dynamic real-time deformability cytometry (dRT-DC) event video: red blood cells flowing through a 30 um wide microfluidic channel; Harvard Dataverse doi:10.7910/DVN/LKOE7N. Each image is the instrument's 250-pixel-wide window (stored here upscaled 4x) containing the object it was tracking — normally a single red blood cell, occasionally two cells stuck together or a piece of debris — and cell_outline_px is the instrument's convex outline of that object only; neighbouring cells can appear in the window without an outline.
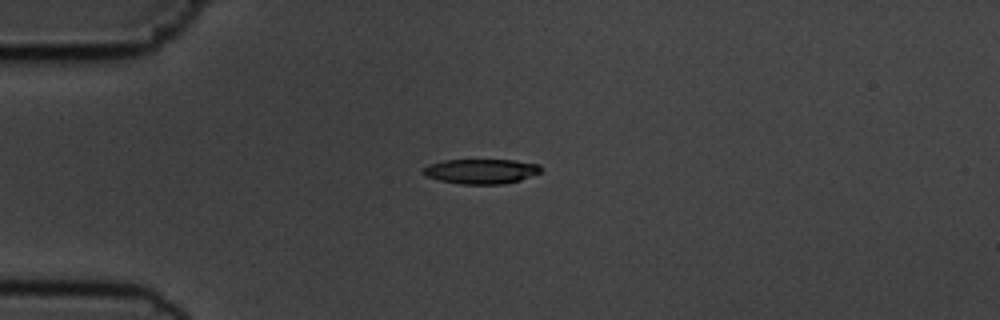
{"species": "common noctule bat (a hibernating species)", "species_latin": "Nyctalus noctula", "temperature_condition": "cold", "stored_images_in_passage": 7, "camera_frame_rate_fps": 3000, "um_per_image_px": 0.085, "animal": {"sex": "male", "body_mass_g": 19.5, "forearm_length_mm": 54.6}, "frame": {"image": 1, "passage_image": 3, "time_ms": 3.0, "image_size_px": [1000, 320], "cell_outline_px": [[540, 172], [520, 180], [504, 184], [460, 184], [440, 180], [424, 176], [420, 172], [428, 164], [444, 160], [512, 160], [540, 164]], "centroid_in_image_um": [40.85, 14.56], "position_along_channel_um": 44.2, "area_um2": 17.05}}
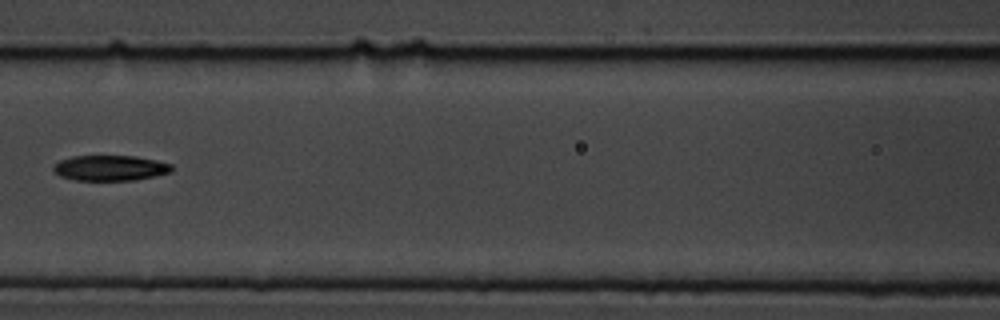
{"frame": {"image": 2, "passage_image": 6, "time_ms": 6.667, "image_size_px": [1000, 320], "cell_outline_px": [[172, 172], [136, 180], [72, 180], [60, 176], [52, 168], [60, 160], [72, 156], [136, 156], [156, 160], [172, 164]], "centroid_in_image_um": [9.38, 14.28], "position_along_channel_um": 157.2, "area_um2": 17.51}}
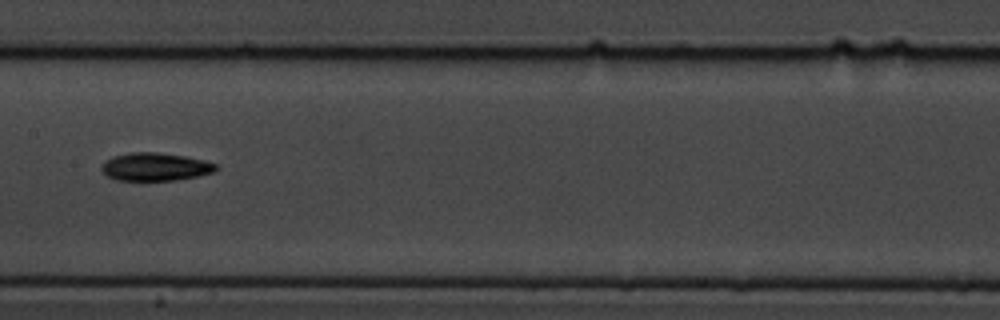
{"frame": {"image": 3, "passage_image": 7, "time_ms": 7.667, "image_size_px": [1000, 320], "cell_outline_px": [[220, 168], [212, 172], [196, 176], [176, 180], [116, 180], [108, 176], [100, 168], [104, 160], [112, 156], [132, 152], [152, 152], [184, 156], [204, 160], [216, 164]], "centroid_in_image_um": [13.17, 14.17], "position_along_channel_um": 194.2, "area_um2": 18.55}}